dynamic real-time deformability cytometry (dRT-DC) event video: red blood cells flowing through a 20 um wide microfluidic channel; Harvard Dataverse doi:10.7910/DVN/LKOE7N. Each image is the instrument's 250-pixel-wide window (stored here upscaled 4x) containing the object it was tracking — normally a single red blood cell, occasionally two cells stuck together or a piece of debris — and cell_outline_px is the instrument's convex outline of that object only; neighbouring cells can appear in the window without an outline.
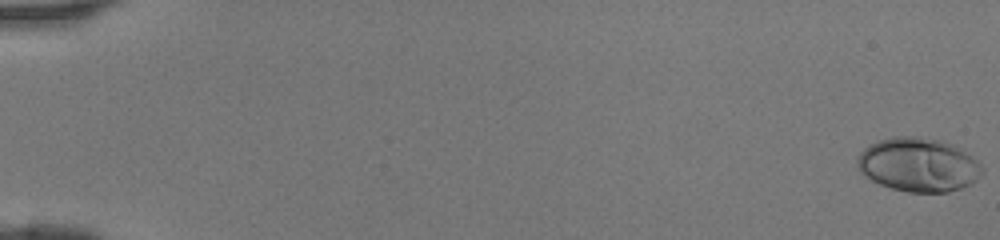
{"species": "human", "species_latin": "Homo sapiens", "temperature_condition": "room temperature", "stored_images_in_passage": 47, "camera_frame_rate_fps": 3000, "um_per_image_px": 0.085, "donor": {"sex": "female"}, "frame": {"image": 1, "passage_image": 1, "time_ms": 0.0, "image_size_px": [1000, 240], "cell_outline_px": [[984, 172], [972, 184], [948, 192], [908, 192], [892, 188], [880, 184], [872, 180], [860, 172], [856, 168], [856, 160], [860, 152], [868, 144], [892, 136], [920, 136], [940, 140], [952, 144], [960, 148], [972, 156], [984, 168]], "centroid_in_image_um": [78.06, 13.99], "position_along_channel_um": 6.9, "area_um2": 39.54}}
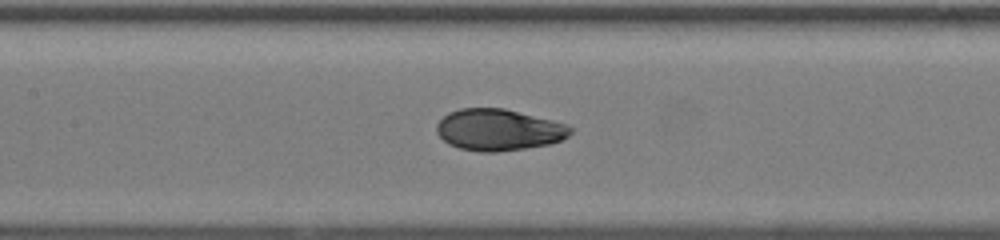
{"frame": {"image": 2, "passage_image": 24, "time_ms": 7.667, "image_size_px": [1000, 240], "cell_outline_px": [[572, 132], [564, 140], [548, 144], [524, 148], [496, 152], [480, 152], [460, 148], [448, 144], [436, 132], [436, 124], [448, 112], [460, 108], [504, 108], [568, 124], [572, 128]], "centroid_in_image_um": [42.38, 11.03], "position_along_channel_um": 165.0, "area_um2": 32.43}}
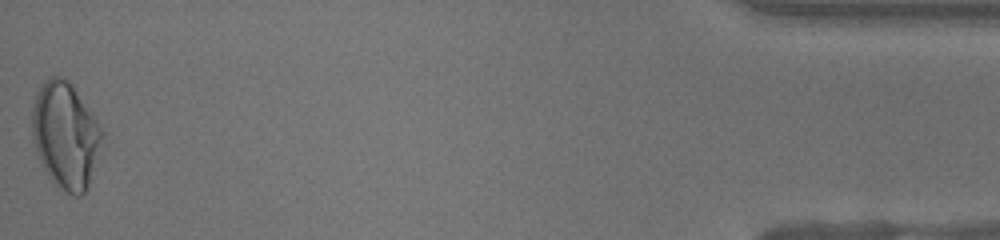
{"frame": {"image": 3, "passage_image": 47, "time_ms": 15.333, "image_size_px": [1000, 240], "cell_outline_px": [[104, 132], [88, 188], [80, 196], [72, 196], [60, 188], [48, 176], [40, 164], [36, 156], [32, 140], [32, 104], [36, 92], [52, 76], [60, 76], [68, 80], [72, 84]], "centroid_in_image_um": [5.53, 11.52], "position_along_channel_um": 429.7, "area_um2": 43.29}}